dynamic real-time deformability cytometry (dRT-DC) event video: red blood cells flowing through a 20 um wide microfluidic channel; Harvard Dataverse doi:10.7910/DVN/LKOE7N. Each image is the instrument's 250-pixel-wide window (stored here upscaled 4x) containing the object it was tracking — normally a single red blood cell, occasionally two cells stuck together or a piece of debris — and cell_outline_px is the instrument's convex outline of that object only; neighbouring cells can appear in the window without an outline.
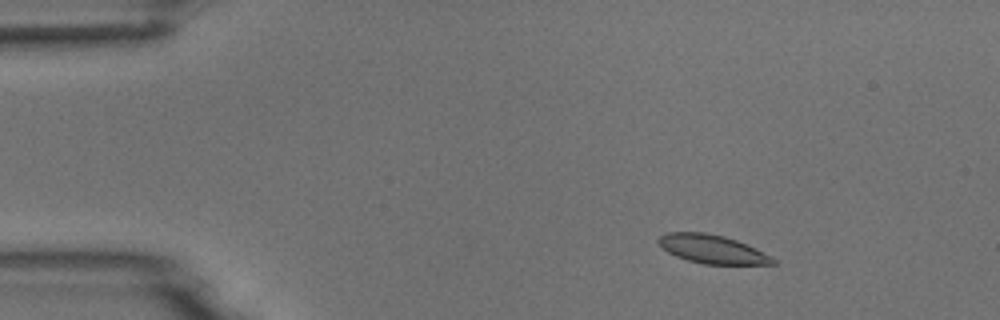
{"species": "common noctule bat (a hibernating species)", "species_latin": "Nyctalus noctula", "temperature_condition": "room temperature", "stored_images_in_passage": 6, "camera_frame_rate_fps": 3000, "um_per_image_px": 0.085, "animal": {"sex": "male", "body_mass_g": 18.8}, "frame": {"image": 1, "passage_image": 3, "time_ms": 2.0, "image_size_px": [1000, 320], "cell_outline_px": [[776, 264], [704, 264], [688, 260], [676, 256], [668, 252], [656, 240], [660, 236], [668, 232], [704, 232], [724, 236], [736, 240], [756, 248], [776, 260]], "centroid_in_image_um": [60.53, 21.17], "position_along_channel_um": 24.5, "area_um2": 18.84}}
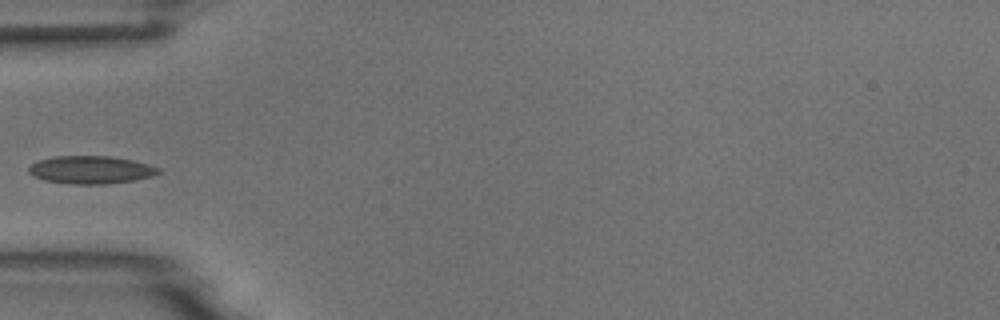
{"frame": {"image": 2, "passage_image": 5, "time_ms": 5.333, "image_size_px": [1000, 320], "cell_outline_px": [[160, 172], [152, 176], [136, 180], [104, 184], [68, 184], [44, 180], [28, 172], [28, 168], [32, 164], [40, 160], [56, 156], [112, 156], [132, 160], [148, 164], [160, 168]], "centroid_in_image_um": [7.75, 14.44], "position_along_channel_um": 77.3, "area_um2": 20.98}}